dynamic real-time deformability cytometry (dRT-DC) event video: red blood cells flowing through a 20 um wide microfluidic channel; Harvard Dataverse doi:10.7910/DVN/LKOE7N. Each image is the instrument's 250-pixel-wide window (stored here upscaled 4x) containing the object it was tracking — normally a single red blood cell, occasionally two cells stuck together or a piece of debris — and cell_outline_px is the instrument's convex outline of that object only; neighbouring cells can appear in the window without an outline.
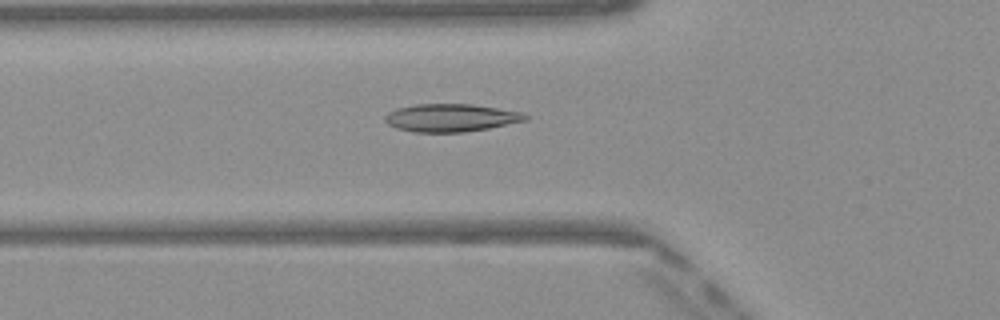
{"species": "Egyptian fruit bat (a non-hibernating species)", "species_latin": "Rousettus aegyptiacus", "temperature_condition": "warm", "stored_images_in_passage": 37, "camera_frame_rate_fps": 3000, "um_per_image_px": 0.085, "frame": {"image": 1, "passage_image": 5, "time_ms": 1.333, "image_size_px": [1000, 320], "cell_outline_px": [[528, 120], [488, 128], [464, 132], [412, 132], [396, 128], [388, 124], [384, 120], [384, 116], [388, 112], [396, 108], [416, 104], [472, 104], [520, 112], [528, 116]], "centroid_in_image_um": [38.28, 10.01], "position_along_channel_um": 87.5, "area_um2": 22.72}}
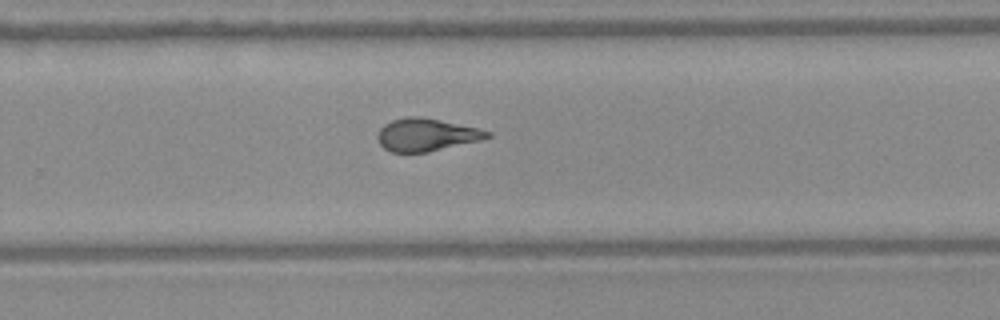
{"frame": {"image": 2, "passage_image": 20, "time_ms": 6.333, "image_size_px": [1000, 320], "cell_outline_px": [[492, 136], [480, 140], [428, 152], [392, 152], [384, 148], [380, 144], [376, 136], [380, 128], [384, 124], [392, 120], [408, 116], [420, 116], [440, 120], [476, 128], [492, 132]], "centroid_in_image_um": [36.21, 11.45], "position_along_channel_um": 293.6, "area_um2": 20.75}}
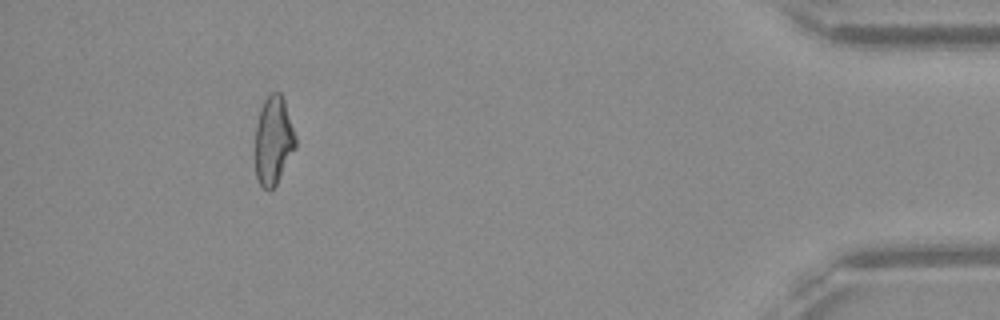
{"frame": {"image": 3, "passage_image": 33, "time_ms": 10.667, "image_size_px": [1000, 320], "cell_outline_px": [[296, 148], [276, 184], [268, 192], [260, 184], [256, 176], [256, 124], [260, 108], [264, 100], [272, 92], [280, 92], [284, 100], [296, 136]], "centroid_in_image_um": [23.25, 11.94], "position_along_channel_um": 412.0, "area_um2": 20.69}, "authors_computed_cell_mechanics": {"area_um2": 21.2126, "velocity_mm_per_s": 4.1057, "shape_relaxation_time_tau1_ms": null, "shape_relaxation_time_tau2_ms": 1.1604, "deformation_change_tau1": null, "deformation_change_tau2": 0.0933}}